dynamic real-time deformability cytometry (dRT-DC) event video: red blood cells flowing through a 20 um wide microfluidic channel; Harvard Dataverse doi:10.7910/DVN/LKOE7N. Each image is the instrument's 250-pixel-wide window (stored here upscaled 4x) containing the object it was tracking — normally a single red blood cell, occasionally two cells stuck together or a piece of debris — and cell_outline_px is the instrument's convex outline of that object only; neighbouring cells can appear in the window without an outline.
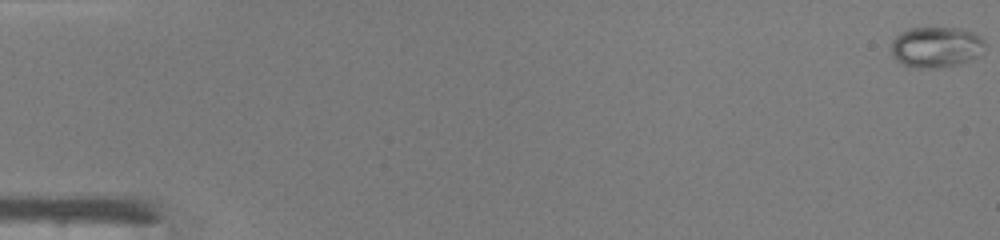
{"species": "common noctule bat (a hibernating species)", "species_latin": "Nyctalus noctula", "temperature_condition": "warm", "stored_images_in_passage": 42, "camera_frame_rate_fps": 3000, "um_per_image_px": 0.085, "animal": {"sex": "male", "body_mass_g": 19.0, "forearm_length_mm": 50.8}, "frame": {"image": 1, "passage_image": 1, "time_ms": 0.0, "image_size_px": [1000, 240], "cell_outline_px": [[984, 44], [980, 56], [956, 64], [936, 68], [908, 68], [900, 64], [892, 56], [892, 40], [900, 32], [908, 28], [960, 28], [972, 32], [980, 36], [984, 40]], "centroid_in_image_um": [79.52, 4.01], "position_along_channel_um": 5.5, "area_um2": 22.43}}
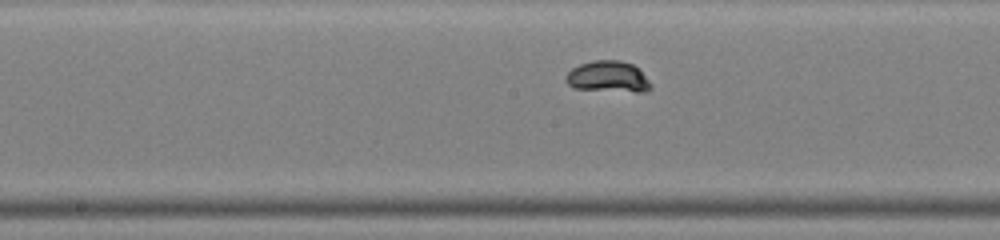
{"frame": {"image": 2, "passage_image": 25, "time_ms": 8.0, "image_size_px": [1000, 240], "cell_outline_px": [[652, 88], [644, 92], [636, 92], [572, 88], [564, 80], [564, 76], [572, 68], [580, 64], [592, 60], [620, 60], [632, 64], [652, 84]], "centroid_in_image_um": [51.65, 6.52], "position_along_channel_um": 196.6, "area_um2": 15.43}}
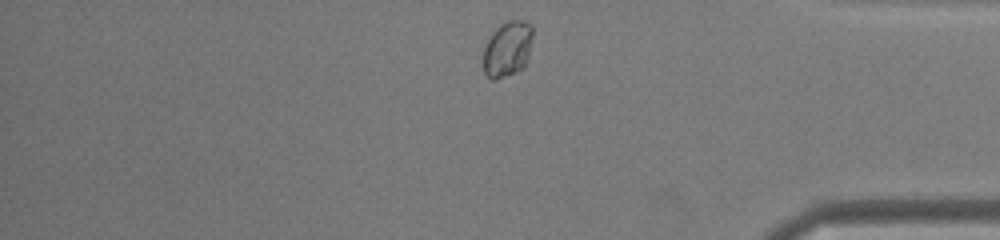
{"frame": {"image": 3, "passage_image": 40, "time_ms": 13.0, "image_size_px": [1000, 240], "cell_outline_px": [[532, 36], [528, 56], [524, 68], [496, 80], [492, 80], [484, 72], [484, 48], [492, 32], [504, 20], [524, 20], [532, 24]], "centroid_in_image_um": [43.14, 4.14], "position_along_channel_um": 392.1, "area_um2": 16.07}, "authors_computed_cell_mechanics": {"area_um2": 15.4904, "velocity_mm_per_s": 4.3112, "shape_relaxation_time_tau1_ms": 0.9627, "shape_relaxation_time_tau2_ms": null, "deformation_change_tau1": 0.1054, "deformation_change_tau2": null}}